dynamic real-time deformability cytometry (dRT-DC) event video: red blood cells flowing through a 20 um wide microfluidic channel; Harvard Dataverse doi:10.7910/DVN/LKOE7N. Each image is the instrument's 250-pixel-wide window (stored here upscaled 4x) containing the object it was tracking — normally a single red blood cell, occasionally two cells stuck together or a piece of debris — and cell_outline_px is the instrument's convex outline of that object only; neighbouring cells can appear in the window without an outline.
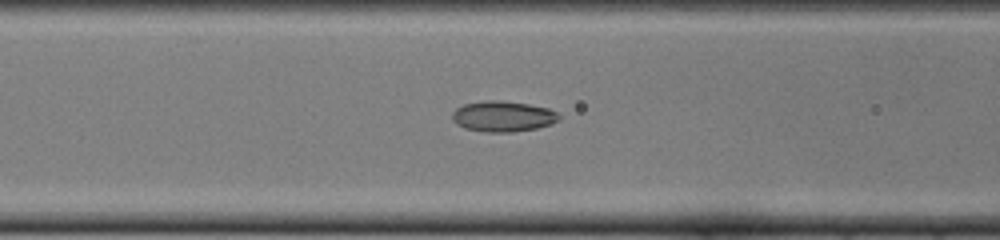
{"species": "common noctule bat (a hibernating species)", "species_latin": "Nyctalus noctula", "temperature_condition": "cold", "stored_images_in_passage": 41, "camera_frame_rate_fps": 3000, "um_per_image_px": 0.085, "animal": {"sex": "female", "body_mass_g": 22.0, "forearm_length_mm": 56.7}, "frame": {"image": 1, "passage_image": 11, "time_ms": 3.333, "image_size_px": [1000, 240], "cell_outline_px": [[560, 120], [552, 124], [536, 128], [512, 132], [488, 132], [464, 128], [456, 124], [452, 120], [452, 112], [456, 108], [464, 104], [484, 100], [500, 100], [528, 104], [548, 108], [556, 112], [560, 116]], "centroid_in_image_um": [42.74, 9.89], "position_along_channel_um": 123.9, "area_um2": 19.19}}
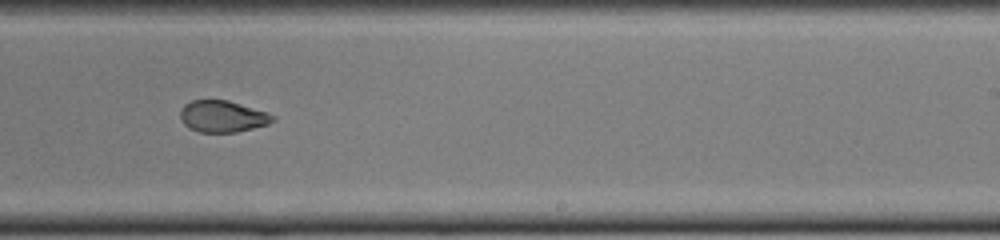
{"frame": {"image": 2, "passage_image": 22, "time_ms": 7.0, "image_size_px": [1000, 240], "cell_outline_px": [[276, 120], [268, 124], [236, 132], [200, 132], [188, 128], [180, 120], [180, 108], [184, 104], [192, 100], [228, 100], [268, 112], [276, 116]], "centroid_in_image_um": [18.91, 9.89], "position_along_channel_um": 270.1, "area_um2": 17.22}}
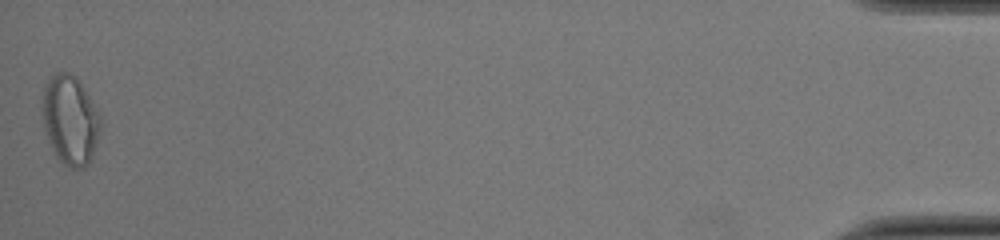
{"frame": {"image": 3, "passage_image": 41, "time_ms": 13.333, "image_size_px": [1000, 240], "cell_outline_px": [[100, 132], [92, 156], [88, 164], [84, 168], [72, 168], [64, 164], [56, 156], [44, 128], [44, 84], [48, 76], [56, 72], [68, 72], [76, 76], [80, 80], [100, 116]], "centroid_in_image_um": [5.98, 10.17], "position_along_channel_um": 429.2, "area_um2": 29.94}, "authors_computed_cell_mechanics": {"area_um2": 18.785, "velocity_mm_per_s": 4.0044, "shape_relaxation_time_tau1_ms": 7.9395, "shape_relaxation_time_tau2_ms": 1.9791, "deformation_change_tau1": 0.2005, "deformation_change_tau2": 0.0576}}